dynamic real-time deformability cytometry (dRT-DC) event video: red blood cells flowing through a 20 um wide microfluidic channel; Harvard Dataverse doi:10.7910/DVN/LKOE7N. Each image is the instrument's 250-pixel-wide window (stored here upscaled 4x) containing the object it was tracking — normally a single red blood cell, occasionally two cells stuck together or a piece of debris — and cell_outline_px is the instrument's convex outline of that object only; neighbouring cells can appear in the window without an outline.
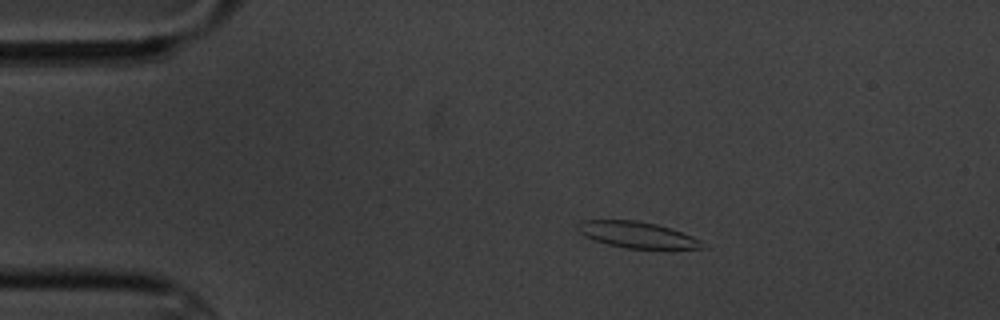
{"species": "common noctule bat (a hibernating species)", "species_latin": "Nyctalus noctula", "temperature_condition": "cold", "stored_images_in_passage": 9, "camera_frame_rate_fps": 3000, "um_per_image_px": 0.085, "animal": {"sex": "male", "body_mass_g": 20.1, "forearm_length_mm": 53.5}, "frame": {"image": 1, "passage_image": 1, "time_ms": 0.0, "image_size_px": [1000, 320], "cell_outline_px": [[708, 248], [624, 248], [592, 240], [584, 236], [576, 228], [576, 224], [580, 220], [636, 220], [656, 224], [672, 228], [692, 236], [700, 240]], "centroid_in_image_um": [54.11, 19.94], "position_along_channel_um": 30.9, "area_um2": 19.07}}
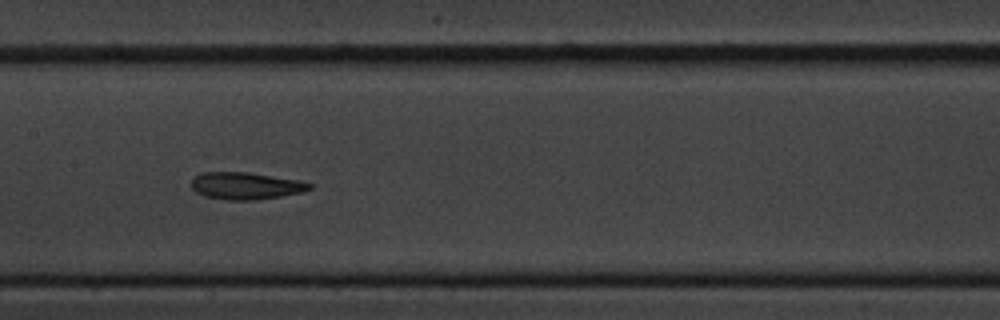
{"frame": {"image": 2, "passage_image": 6, "time_ms": 6.0, "image_size_px": [1000, 320], "cell_outline_px": [[312, 188], [304, 192], [256, 200], [228, 200], [204, 196], [196, 192], [192, 188], [192, 176], [200, 172], [248, 172], [300, 180], [312, 184]], "centroid_in_image_um": [20.88, 15.79], "position_along_channel_um": 186.5, "area_um2": 18.84}}
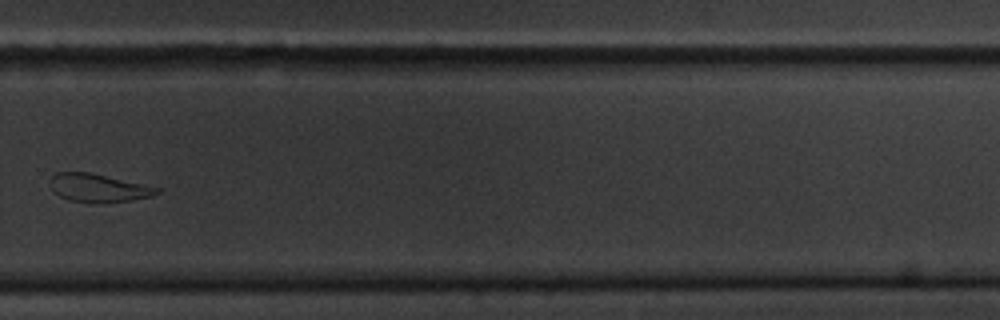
{"frame": {"image": 3, "passage_image": 9, "time_ms": 10.0, "image_size_px": [1000, 320], "cell_outline_px": [[164, 192], [152, 196], [132, 200], [100, 204], [68, 200], [60, 196], [52, 188], [52, 176], [56, 172], [88, 172], [160, 188]], "centroid_in_image_um": [8.42, 16.0], "position_along_channel_um": 321.4, "area_um2": 17.46}}